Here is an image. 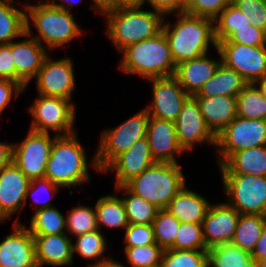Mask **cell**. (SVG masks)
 Here are the masks:
<instances>
[{
    "instance_id": "6da1fadb",
    "label": "cell",
    "mask_w": 266,
    "mask_h": 267,
    "mask_svg": "<svg viewBox=\"0 0 266 267\" xmlns=\"http://www.w3.org/2000/svg\"><path fill=\"white\" fill-rule=\"evenodd\" d=\"M84 145L78 139V133L56 136L51 146L46 165L45 176L61 188H76L91 181L89 167L100 172L96 163V153L88 161ZM90 166H89V164ZM90 180V181H89Z\"/></svg>"
},
{
    "instance_id": "7a4b0ae2",
    "label": "cell",
    "mask_w": 266,
    "mask_h": 267,
    "mask_svg": "<svg viewBox=\"0 0 266 267\" xmlns=\"http://www.w3.org/2000/svg\"><path fill=\"white\" fill-rule=\"evenodd\" d=\"M174 15L173 23L165 21V16L162 30L176 65L209 53L211 45L217 48L214 20L185 12Z\"/></svg>"
},
{
    "instance_id": "3957f363",
    "label": "cell",
    "mask_w": 266,
    "mask_h": 267,
    "mask_svg": "<svg viewBox=\"0 0 266 267\" xmlns=\"http://www.w3.org/2000/svg\"><path fill=\"white\" fill-rule=\"evenodd\" d=\"M25 1L26 33L42 46L46 45L48 51L66 48L68 43L84 33L75 21L73 12L57 8L49 0H40L35 5ZM31 23L37 34H33Z\"/></svg>"
},
{
    "instance_id": "277c9868",
    "label": "cell",
    "mask_w": 266,
    "mask_h": 267,
    "mask_svg": "<svg viewBox=\"0 0 266 267\" xmlns=\"http://www.w3.org/2000/svg\"><path fill=\"white\" fill-rule=\"evenodd\" d=\"M106 34L120 53L126 47L151 38L163 29L165 15L155 10L120 8L104 11Z\"/></svg>"
},
{
    "instance_id": "5b68a950",
    "label": "cell",
    "mask_w": 266,
    "mask_h": 267,
    "mask_svg": "<svg viewBox=\"0 0 266 267\" xmlns=\"http://www.w3.org/2000/svg\"><path fill=\"white\" fill-rule=\"evenodd\" d=\"M119 69L125 75L143 79L173 76L176 64L163 30L157 35L132 44L121 52Z\"/></svg>"
},
{
    "instance_id": "8992f818",
    "label": "cell",
    "mask_w": 266,
    "mask_h": 267,
    "mask_svg": "<svg viewBox=\"0 0 266 267\" xmlns=\"http://www.w3.org/2000/svg\"><path fill=\"white\" fill-rule=\"evenodd\" d=\"M179 163L156 162L130 180L125 186L159 209H165L171 199L187 185Z\"/></svg>"
},
{
    "instance_id": "52a82bcc",
    "label": "cell",
    "mask_w": 266,
    "mask_h": 267,
    "mask_svg": "<svg viewBox=\"0 0 266 267\" xmlns=\"http://www.w3.org/2000/svg\"><path fill=\"white\" fill-rule=\"evenodd\" d=\"M149 118L147 110L143 108L120 125L101 132L95 152L100 173L118 155L131 148L137 140L147 137Z\"/></svg>"
},
{
    "instance_id": "ba28073f",
    "label": "cell",
    "mask_w": 266,
    "mask_h": 267,
    "mask_svg": "<svg viewBox=\"0 0 266 267\" xmlns=\"http://www.w3.org/2000/svg\"><path fill=\"white\" fill-rule=\"evenodd\" d=\"M33 104L28 107L31 117L30 130L44 133H54L56 136H66L77 132L76 105L71 100L59 97H48L37 94Z\"/></svg>"
},
{
    "instance_id": "9c48e42d",
    "label": "cell",
    "mask_w": 266,
    "mask_h": 267,
    "mask_svg": "<svg viewBox=\"0 0 266 267\" xmlns=\"http://www.w3.org/2000/svg\"><path fill=\"white\" fill-rule=\"evenodd\" d=\"M226 202L240 214L266 216V177L244 174H221Z\"/></svg>"
},
{
    "instance_id": "30bf717a",
    "label": "cell",
    "mask_w": 266,
    "mask_h": 267,
    "mask_svg": "<svg viewBox=\"0 0 266 267\" xmlns=\"http://www.w3.org/2000/svg\"><path fill=\"white\" fill-rule=\"evenodd\" d=\"M266 145V120L236 117L217 136L216 149L221 165L232 153Z\"/></svg>"
},
{
    "instance_id": "8fae6325",
    "label": "cell",
    "mask_w": 266,
    "mask_h": 267,
    "mask_svg": "<svg viewBox=\"0 0 266 267\" xmlns=\"http://www.w3.org/2000/svg\"><path fill=\"white\" fill-rule=\"evenodd\" d=\"M56 135L28 129L25 138L13 144L12 161L30 179L43 178Z\"/></svg>"
},
{
    "instance_id": "7c38bea8",
    "label": "cell",
    "mask_w": 266,
    "mask_h": 267,
    "mask_svg": "<svg viewBox=\"0 0 266 267\" xmlns=\"http://www.w3.org/2000/svg\"><path fill=\"white\" fill-rule=\"evenodd\" d=\"M74 65L71 57L54 60L49 54L34 78L37 94L72 100L76 90Z\"/></svg>"
},
{
    "instance_id": "4fadbf2b",
    "label": "cell",
    "mask_w": 266,
    "mask_h": 267,
    "mask_svg": "<svg viewBox=\"0 0 266 267\" xmlns=\"http://www.w3.org/2000/svg\"><path fill=\"white\" fill-rule=\"evenodd\" d=\"M222 63L235 70L248 84L266 75V45L248 46L238 43H217Z\"/></svg>"
},
{
    "instance_id": "5bb4252c",
    "label": "cell",
    "mask_w": 266,
    "mask_h": 267,
    "mask_svg": "<svg viewBox=\"0 0 266 267\" xmlns=\"http://www.w3.org/2000/svg\"><path fill=\"white\" fill-rule=\"evenodd\" d=\"M152 102L144 107L149 116L175 122L190 97L173 76L151 78Z\"/></svg>"
},
{
    "instance_id": "9a60e30c",
    "label": "cell",
    "mask_w": 266,
    "mask_h": 267,
    "mask_svg": "<svg viewBox=\"0 0 266 267\" xmlns=\"http://www.w3.org/2000/svg\"><path fill=\"white\" fill-rule=\"evenodd\" d=\"M176 132L184 151H193L196 144H209L216 147V136L207 127L200 112L197 100L190 96L183 104L176 121Z\"/></svg>"
},
{
    "instance_id": "2e32d148",
    "label": "cell",
    "mask_w": 266,
    "mask_h": 267,
    "mask_svg": "<svg viewBox=\"0 0 266 267\" xmlns=\"http://www.w3.org/2000/svg\"><path fill=\"white\" fill-rule=\"evenodd\" d=\"M12 226L13 232L0 242V267H37L33 235L19 217Z\"/></svg>"
},
{
    "instance_id": "e0dca14e",
    "label": "cell",
    "mask_w": 266,
    "mask_h": 267,
    "mask_svg": "<svg viewBox=\"0 0 266 267\" xmlns=\"http://www.w3.org/2000/svg\"><path fill=\"white\" fill-rule=\"evenodd\" d=\"M30 181L13 161L0 170V223L23 209Z\"/></svg>"
},
{
    "instance_id": "ac0fdd59",
    "label": "cell",
    "mask_w": 266,
    "mask_h": 267,
    "mask_svg": "<svg viewBox=\"0 0 266 267\" xmlns=\"http://www.w3.org/2000/svg\"><path fill=\"white\" fill-rule=\"evenodd\" d=\"M240 213L224 203H211L202 221L203 238L207 249L223 243H231Z\"/></svg>"
},
{
    "instance_id": "d6986e66",
    "label": "cell",
    "mask_w": 266,
    "mask_h": 267,
    "mask_svg": "<svg viewBox=\"0 0 266 267\" xmlns=\"http://www.w3.org/2000/svg\"><path fill=\"white\" fill-rule=\"evenodd\" d=\"M147 137L137 140L131 148L118 155L101 173L114 172L115 187L125 186L142 171L155 164Z\"/></svg>"
},
{
    "instance_id": "ffe728a7",
    "label": "cell",
    "mask_w": 266,
    "mask_h": 267,
    "mask_svg": "<svg viewBox=\"0 0 266 267\" xmlns=\"http://www.w3.org/2000/svg\"><path fill=\"white\" fill-rule=\"evenodd\" d=\"M147 138L155 162L179 163L177 157L185 153L179 144L173 121L150 116Z\"/></svg>"
},
{
    "instance_id": "44dd1931",
    "label": "cell",
    "mask_w": 266,
    "mask_h": 267,
    "mask_svg": "<svg viewBox=\"0 0 266 267\" xmlns=\"http://www.w3.org/2000/svg\"><path fill=\"white\" fill-rule=\"evenodd\" d=\"M22 37V40L12 41V55L16 67V82L26 90L29 83L37 76L49 53L27 33Z\"/></svg>"
},
{
    "instance_id": "7402d4cb",
    "label": "cell",
    "mask_w": 266,
    "mask_h": 267,
    "mask_svg": "<svg viewBox=\"0 0 266 267\" xmlns=\"http://www.w3.org/2000/svg\"><path fill=\"white\" fill-rule=\"evenodd\" d=\"M33 237L37 267L73 265L72 243L74 240L67 233L33 235Z\"/></svg>"
},
{
    "instance_id": "603a6c76",
    "label": "cell",
    "mask_w": 266,
    "mask_h": 267,
    "mask_svg": "<svg viewBox=\"0 0 266 267\" xmlns=\"http://www.w3.org/2000/svg\"><path fill=\"white\" fill-rule=\"evenodd\" d=\"M215 50L220 59H211L208 53H206L200 57L186 60L176 65L174 76L190 96L195 95L212 78L222 63L219 50L217 48Z\"/></svg>"
},
{
    "instance_id": "cb8c5ba5",
    "label": "cell",
    "mask_w": 266,
    "mask_h": 267,
    "mask_svg": "<svg viewBox=\"0 0 266 267\" xmlns=\"http://www.w3.org/2000/svg\"><path fill=\"white\" fill-rule=\"evenodd\" d=\"M207 127L217 136L237 117L236 96L194 97Z\"/></svg>"
},
{
    "instance_id": "d4e9b609",
    "label": "cell",
    "mask_w": 266,
    "mask_h": 267,
    "mask_svg": "<svg viewBox=\"0 0 266 267\" xmlns=\"http://www.w3.org/2000/svg\"><path fill=\"white\" fill-rule=\"evenodd\" d=\"M220 174H244L266 177V145L232 153L221 165Z\"/></svg>"
},
{
    "instance_id": "484cf974",
    "label": "cell",
    "mask_w": 266,
    "mask_h": 267,
    "mask_svg": "<svg viewBox=\"0 0 266 267\" xmlns=\"http://www.w3.org/2000/svg\"><path fill=\"white\" fill-rule=\"evenodd\" d=\"M210 204L204 196L188 189L185 185L171 199L165 210L181 223H202Z\"/></svg>"
},
{
    "instance_id": "4316f807",
    "label": "cell",
    "mask_w": 266,
    "mask_h": 267,
    "mask_svg": "<svg viewBox=\"0 0 266 267\" xmlns=\"http://www.w3.org/2000/svg\"><path fill=\"white\" fill-rule=\"evenodd\" d=\"M247 84L235 70L221 63L212 78L193 97L237 96Z\"/></svg>"
},
{
    "instance_id": "83f0119b",
    "label": "cell",
    "mask_w": 266,
    "mask_h": 267,
    "mask_svg": "<svg viewBox=\"0 0 266 267\" xmlns=\"http://www.w3.org/2000/svg\"><path fill=\"white\" fill-rule=\"evenodd\" d=\"M98 229L102 232L103 228L123 229L128 226L126 210L123 200L118 197V193L104 195L100 197L95 205ZM103 227V228H102Z\"/></svg>"
},
{
    "instance_id": "f1b7e54d",
    "label": "cell",
    "mask_w": 266,
    "mask_h": 267,
    "mask_svg": "<svg viewBox=\"0 0 266 267\" xmlns=\"http://www.w3.org/2000/svg\"><path fill=\"white\" fill-rule=\"evenodd\" d=\"M16 0H0V45L9 44L26 33L25 3L16 7Z\"/></svg>"
},
{
    "instance_id": "f546056e",
    "label": "cell",
    "mask_w": 266,
    "mask_h": 267,
    "mask_svg": "<svg viewBox=\"0 0 266 267\" xmlns=\"http://www.w3.org/2000/svg\"><path fill=\"white\" fill-rule=\"evenodd\" d=\"M72 238H75V243H72L73 257L78 254L82 259L95 260L88 264L87 267L101 265L112 258L109 255L107 257L104 256L108 242L99 229Z\"/></svg>"
},
{
    "instance_id": "4dcf8cb0",
    "label": "cell",
    "mask_w": 266,
    "mask_h": 267,
    "mask_svg": "<svg viewBox=\"0 0 266 267\" xmlns=\"http://www.w3.org/2000/svg\"><path fill=\"white\" fill-rule=\"evenodd\" d=\"M266 224L265 215L240 214L232 244L252 253Z\"/></svg>"
},
{
    "instance_id": "1f68e13d",
    "label": "cell",
    "mask_w": 266,
    "mask_h": 267,
    "mask_svg": "<svg viewBox=\"0 0 266 267\" xmlns=\"http://www.w3.org/2000/svg\"><path fill=\"white\" fill-rule=\"evenodd\" d=\"M115 191L123 193L122 200L129 224L152 225L159 208L144 198L132 193L126 186H117Z\"/></svg>"
},
{
    "instance_id": "d6a6232c",
    "label": "cell",
    "mask_w": 266,
    "mask_h": 267,
    "mask_svg": "<svg viewBox=\"0 0 266 267\" xmlns=\"http://www.w3.org/2000/svg\"><path fill=\"white\" fill-rule=\"evenodd\" d=\"M30 218L27 228L32 235L66 233V216L56 206L37 210Z\"/></svg>"
},
{
    "instance_id": "836d02e7",
    "label": "cell",
    "mask_w": 266,
    "mask_h": 267,
    "mask_svg": "<svg viewBox=\"0 0 266 267\" xmlns=\"http://www.w3.org/2000/svg\"><path fill=\"white\" fill-rule=\"evenodd\" d=\"M236 99L238 117L266 120V99L254 83L247 84Z\"/></svg>"
},
{
    "instance_id": "e575fe53",
    "label": "cell",
    "mask_w": 266,
    "mask_h": 267,
    "mask_svg": "<svg viewBox=\"0 0 266 267\" xmlns=\"http://www.w3.org/2000/svg\"><path fill=\"white\" fill-rule=\"evenodd\" d=\"M251 258V253L232 243H223L208 249V263L212 267H244V263Z\"/></svg>"
},
{
    "instance_id": "d590c367",
    "label": "cell",
    "mask_w": 266,
    "mask_h": 267,
    "mask_svg": "<svg viewBox=\"0 0 266 267\" xmlns=\"http://www.w3.org/2000/svg\"><path fill=\"white\" fill-rule=\"evenodd\" d=\"M248 17L233 4L227 6L214 20L216 43L227 40L237 29L248 27Z\"/></svg>"
},
{
    "instance_id": "8d00e7d4",
    "label": "cell",
    "mask_w": 266,
    "mask_h": 267,
    "mask_svg": "<svg viewBox=\"0 0 266 267\" xmlns=\"http://www.w3.org/2000/svg\"><path fill=\"white\" fill-rule=\"evenodd\" d=\"M66 216V233L71 238L98 229L94 206L78 204Z\"/></svg>"
},
{
    "instance_id": "74e56055",
    "label": "cell",
    "mask_w": 266,
    "mask_h": 267,
    "mask_svg": "<svg viewBox=\"0 0 266 267\" xmlns=\"http://www.w3.org/2000/svg\"><path fill=\"white\" fill-rule=\"evenodd\" d=\"M208 263V250L164 249L162 267H205Z\"/></svg>"
},
{
    "instance_id": "f35d334b",
    "label": "cell",
    "mask_w": 266,
    "mask_h": 267,
    "mask_svg": "<svg viewBox=\"0 0 266 267\" xmlns=\"http://www.w3.org/2000/svg\"><path fill=\"white\" fill-rule=\"evenodd\" d=\"M180 221L165 209H159L152 223L155 242L169 249L175 241Z\"/></svg>"
},
{
    "instance_id": "ab89813d",
    "label": "cell",
    "mask_w": 266,
    "mask_h": 267,
    "mask_svg": "<svg viewBox=\"0 0 266 267\" xmlns=\"http://www.w3.org/2000/svg\"><path fill=\"white\" fill-rule=\"evenodd\" d=\"M169 249L208 250L203 238L202 223H181L174 244Z\"/></svg>"
},
{
    "instance_id": "60d3db41",
    "label": "cell",
    "mask_w": 266,
    "mask_h": 267,
    "mask_svg": "<svg viewBox=\"0 0 266 267\" xmlns=\"http://www.w3.org/2000/svg\"><path fill=\"white\" fill-rule=\"evenodd\" d=\"M123 249L131 267H157L161 265L164 249L158 244Z\"/></svg>"
},
{
    "instance_id": "b9f144b4",
    "label": "cell",
    "mask_w": 266,
    "mask_h": 267,
    "mask_svg": "<svg viewBox=\"0 0 266 267\" xmlns=\"http://www.w3.org/2000/svg\"><path fill=\"white\" fill-rule=\"evenodd\" d=\"M60 188V186L54 184L46 177L31 180L26 193L25 206L29 196L33 199L32 204L35 206L34 212L55 206L50 201ZM44 195H46V197ZM42 196L46 199L44 198L41 200L40 198H42Z\"/></svg>"
},
{
    "instance_id": "7bdbcfd3",
    "label": "cell",
    "mask_w": 266,
    "mask_h": 267,
    "mask_svg": "<svg viewBox=\"0 0 266 267\" xmlns=\"http://www.w3.org/2000/svg\"><path fill=\"white\" fill-rule=\"evenodd\" d=\"M233 0H186L184 12L215 20Z\"/></svg>"
},
{
    "instance_id": "ee69618b",
    "label": "cell",
    "mask_w": 266,
    "mask_h": 267,
    "mask_svg": "<svg viewBox=\"0 0 266 267\" xmlns=\"http://www.w3.org/2000/svg\"><path fill=\"white\" fill-rule=\"evenodd\" d=\"M233 5L249 16L252 25L266 33V3L263 0H233Z\"/></svg>"
},
{
    "instance_id": "f6af8a7d",
    "label": "cell",
    "mask_w": 266,
    "mask_h": 267,
    "mask_svg": "<svg viewBox=\"0 0 266 267\" xmlns=\"http://www.w3.org/2000/svg\"><path fill=\"white\" fill-rule=\"evenodd\" d=\"M124 231V248L157 244L152 225L128 224Z\"/></svg>"
},
{
    "instance_id": "bcb514c9",
    "label": "cell",
    "mask_w": 266,
    "mask_h": 267,
    "mask_svg": "<svg viewBox=\"0 0 266 267\" xmlns=\"http://www.w3.org/2000/svg\"><path fill=\"white\" fill-rule=\"evenodd\" d=\"M218 43H238L248 46H265L266 33L250 24L248 27L237 29L227 40Z\"/></svg>"
},
{
    "instance_id": "7dc6e473",
    "label": "cell",
    "mask_w": 266,
    "mask_h": 267,
    "mask_svg": "<svg viewBox=\"0 0 266 267\" xmlns=\"http://www.w3.org/2000/svg\"><path fill=\"white\" fill-rule=\"evenodd\" d=\"M0 79L16 82V67L12 55V41L0 45Z\"/></svg>"
},
{
    "instance_id": "c3c4849f",
    "label": "cell",
    "mask_w": 266,
    "mask_h": 267,
    "mask_svg": "<svg viewBox=\"0 0 266 267\" xmlns=\"http://www.w3.org/2000/svg\"><path fill=\"white\" fill-rule=\"evenodd\" d=\"M24 91V88L19 83L0 79V116L11 103L14 96L16 99Z\"/></svg>"
},
{
    "instance_id": "681fc988",
    "label": "cell",
    "mask_w": 266,
    "mask_h": 267,
    "mask_svg": "<svg viewBox=\"0 0 266 267\" xmlns=\"http://www.w3.org/2000/svg\"><path fill=\"white\" fill-rule=\"evenodd\" d=\"M152 10L161 12L166 17L184 12L186 0H145Z\"/></svg>"
},
{
    "instance_id": "f907efd6",
    "label": "cell",
    "mask_w": 266,
    "mask_h": 267,
    "mask_svg": "<svg viewBox=\"0 0 266 267\" xmlns=\"http://www.w3.org/2000/svg\"><path fill=\"white\" fill-rule=\"evenodd\" d=\"M13 144L0 141V170L12 162Z\"/></svg>"
},
{
    "instance_id": "816d5d0a",
    "label": "cell",
    "mask_w": 266,
    "mask_h": 267,
    "mask_svg": "<svg viewBox=\"0 0 266 267\" xmlns=\"http://www.w3.org/2000/svg\"><path fill=\"white\" fill-rule=\"evenodd\" d=\"M253 259L257 262L266 257V224L263 228L262 234L257 241L253 252L251 253Z\"/></svg>"
},
{
    "instance_id": "f5cc1de1",
    "label": "cell",
    "mask_w": 266,
    "mask_h": 267,
    "mask_svg": "<svg viewBox=\"0 0 266 267\" xmlns=\"http://www.w3.org/2000/svg\"><path fill=\"white\" fill-rule=\"evenodd\" d=\"M145 6V0H111L110 10L120 8H139Z\"/></svg>"
},
{
    "instance_id": "db71d44e",
    "label": "cell",
    "mask_w": 266,
    "mask_h": 267,
    "mask_svg": "<svg viewBox=\"0 0 266 267\" xmlns=\"http://www.w3.org/2000/svg\"><path fill=\"white\" fill-rule=\"evenodd\" d=\"M110 1L111 0H93V3L89 8L92 9L95 14L97 13L101 15L104 11L110 10Z\"/></svg>"
},
{
    "instance_id": "11a10c76",
    "label": "cell",
    "mask_w": 266,
    "mask_h": 267,
    "mask_svg": "<svg viewBox=\"0 0 266 267\" xmlns=\"http://www.w3.org/2000/svg\"><path fill=\"white\" fill-rule=\"evenodd\" d=\"M55 7L68 11V12H72L70 7H73V5L75 4H79L82 2V0H49Z\"/></svg>"
},
{
    "instance_id": "9f6ffc18",
    "label": "cell",
    "mask_w": 266,
    "mask_h": 267,
    "mask_svg": "<svg viewBox=\"0 0 266 267\" xmlns=\"http://www.w3.org/2000/svg\"><path fill=\"white\" fill-rule=\"evenodd\" d=\"M93 267H126V266L120 263L119 261L111 258L105 261L104 263H102L101 265L93 266Z\"/></svg>"
},
{
    "instance_id": "6f0895ef",
    "label": "cell",
    "mask_w": 266,
    "mask_h": 267,
    "mask_svg": "<svg viewBox=\"0 0 266 267\" xmlns=\"http://www.w3.org/2000/svg\"><path fill=\"white\" fill-rule=\"evenodd\" d=\"M266 99V75L254 83Z\"/></svg>"
},
{
    "instance_id": "680465c9",
    "label": "cell",
    "mask_w": 266,
    "mask_h": 267,
    "mask_svg": "<svg viewBox=\"0 0 266 267\" xmlns=\"http://www.w3.org/2000/svg\"><path fill=\"white\" fill-rule=\"evenodd\" d=\"M244 267H259V264L255 259L251 258L249 261L244 263Z\"/></svg>"
},
{
    "instance_id": "91938a15",
    "label": "cell",
    "mask_w": 266,
    "mask_h": 267,
    "mask_svg": "<svg viewBox=\"0 0 266 267\" xmlns=\"http://www.w3.org/2000/svg\"><path fill=\"white\" fill-rule=\"evenodd\" d=\"M259 267H266V257L258 261Z\"/></svg>"
},
{
    "instance_id": "94428289",
    "label": "cell",
    "mask_w": 266,
    "mask_h": 267,
    "mask_svg": "<svg viewBox=\"0 0 266 267\" xmlns=\"http://www.w3.org/2000/svg\"><path fill=\"white\" fill-rule=\"evenodd\" d=\"M205 267H212V266L209 263H207Z\"/></svg>"
}]
</instances>
